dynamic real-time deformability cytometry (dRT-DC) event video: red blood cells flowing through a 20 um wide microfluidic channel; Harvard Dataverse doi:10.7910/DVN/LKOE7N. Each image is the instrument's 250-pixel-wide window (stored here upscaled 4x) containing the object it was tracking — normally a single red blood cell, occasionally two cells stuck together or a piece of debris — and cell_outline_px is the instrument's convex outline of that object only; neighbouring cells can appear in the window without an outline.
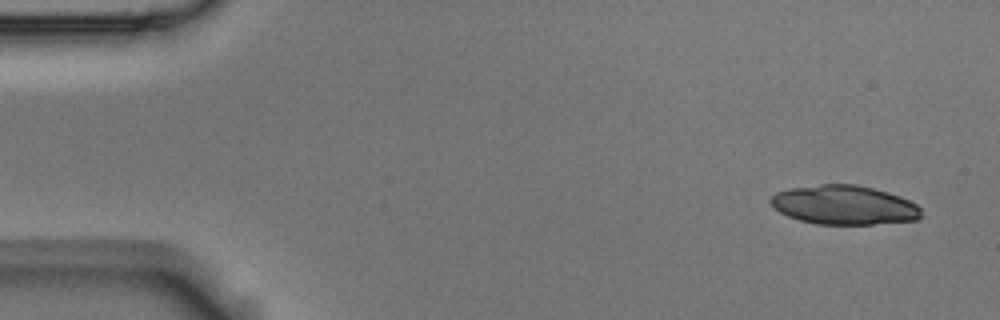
{"species": "Egyptian fruit bat (a non-hibernating species)", "species_latin": "Rousettus aegyptiacus", "temperature_condition": "room temperature", "stored_images_in_passage": 7, "camera_frame_rate_fps": 3000, "um_per_image_px": 0.085, "animal": {"sex": "male"}, "frame": {"image": 1, "passage_image": 1, "time_ms": 0.0, "image_size_px": [1000, 320], "cell_outline_px": [[924, 216], [916, 220], [872, 224], [816, 224], [800, 220], [788, 216], [780, 212], [768, 200], [776, 192], [788, 188], [820, 184], [856, 184], [888, 192], [900, 196], [916, 204], [920, 208]], "centroid_in_image_um": [71.76, 17.42], "position_along_channel_um": 13.2, "area_um2": 34.45}}
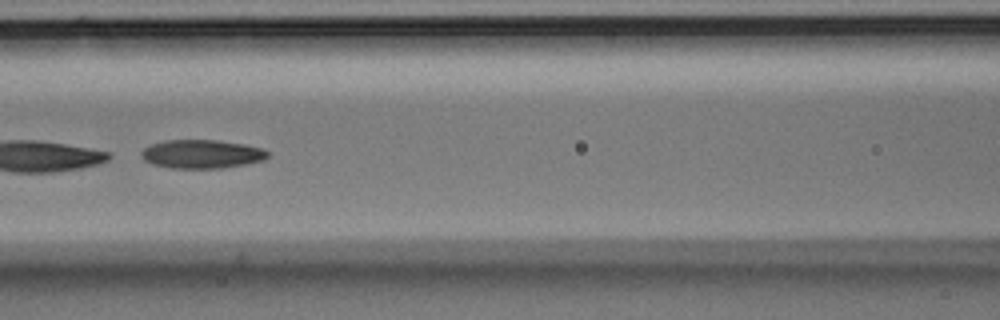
{"frame": {"image": 2, "passage_image": 7, "time_ms": 2.0, "image_size_px": [1000, 320], "cell_outline_px": [[268, 156], [264, 160], [224, 168], [168, 168], [152, 164], [144, 160], [140, 156], [140, 152], [144, 148], [152, 144], [168, 140], [216, 140], [244, 144], [264, 148], [268, 152]], "centroid_in_image_um": [17.14, 13.1], "position_along_channel_um": 149.5, "area_um2": 21.15}}